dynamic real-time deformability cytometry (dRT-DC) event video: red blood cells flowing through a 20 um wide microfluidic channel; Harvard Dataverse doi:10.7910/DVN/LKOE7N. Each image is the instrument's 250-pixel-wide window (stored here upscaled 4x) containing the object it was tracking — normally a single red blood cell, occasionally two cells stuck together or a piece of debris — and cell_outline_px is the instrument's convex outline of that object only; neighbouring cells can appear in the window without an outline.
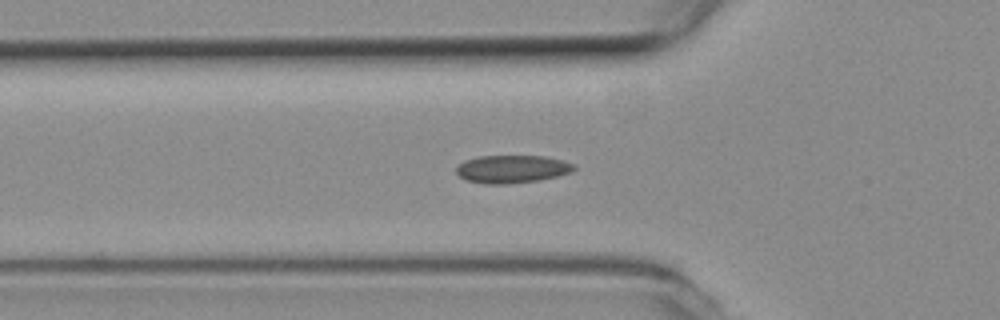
{"species": "common noctule bat (a hibernating species)", "species_latin": "Nyctalus noctula", "temperature_condition": "room temperature", "stored_images_in_passage": 38, "camera_frame_rate_fps": 3000, "um_per_image_px": 0.085, "animal": {"sex": "female", "body_mass_g": 19.3, "forearm_length_mm": 54.1}, "frame": {"image": 1, "passage_image": 2, "time_ms": 0.333, "image_size_px": [1000, 320], "cell_outline_px": [[576, 168], [572, 172], [540, 180], [508, 184], [484, 184], [464, 180], [456, 172], [456, 168], [464, 160], [480, 156], [544, 156], [564, 160], [576, 164]], "centroid_in_image_um": [43.54, 14.37], "position_along_channel_um": 82.3, "area_um2": 19.31}}
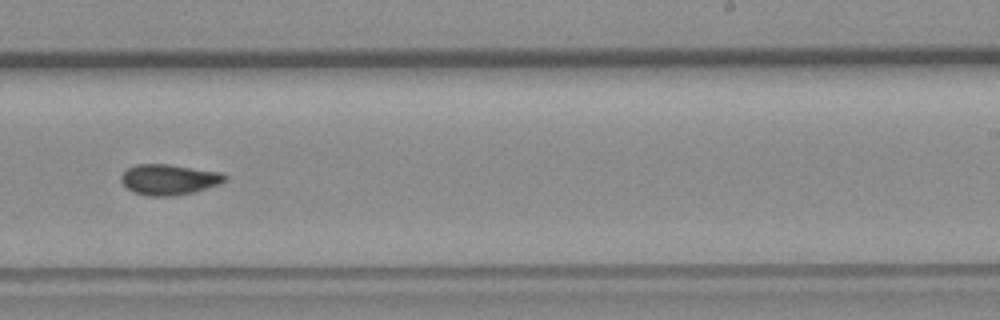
{"frame": {"image": 2, "passage_image": 17, "time_ms": 5.333, "image_size_px": [1000, 320], "cell_outline_px": [[228, 180], [220, 184], [196, 192], [176, 196], [148, 196], [132, 192], [120, 180], [120, 176], [128, 168], [136, 164], [168, 164], [220, 172], [228, 176]], "centroid_in_image_um": [14.39, 15.27], "position_along_channel_um": 274.6, "area_um2": 18.73}}
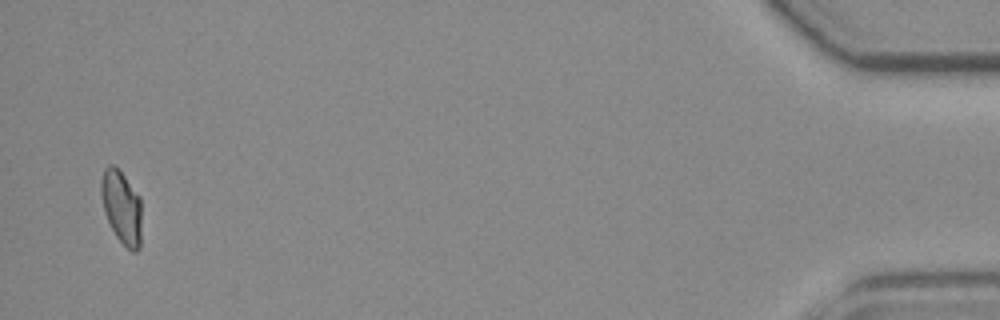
{"frame": {"image": 3, "passage_image": 36, "time_ms": 11.667, "image_size_px": [1000, 320], "cell_outline_px": [[140, 248], [136, 252], [132, 252], [116, 236], [104, 212], [100, 192], [100, 180], [104, 168], [108, 164], [112, 164], [124, 176], [140, 196]], "centroid_in_image_um": [10.31, 17.58], "position_along_channel_um": 424.9, "area_um2": 17.17}, "authors_computed_cell_mechanics": {"area_um2": 18.0047, "velocity_mm_per_s": 3.8455, "shape_relaxation_time_tau1_ms": null, "shape_relaxation_time_tau2_ms": 1.1086, "deformation_change_tau1": null, "deformation_change_tau2": 0.0442}}